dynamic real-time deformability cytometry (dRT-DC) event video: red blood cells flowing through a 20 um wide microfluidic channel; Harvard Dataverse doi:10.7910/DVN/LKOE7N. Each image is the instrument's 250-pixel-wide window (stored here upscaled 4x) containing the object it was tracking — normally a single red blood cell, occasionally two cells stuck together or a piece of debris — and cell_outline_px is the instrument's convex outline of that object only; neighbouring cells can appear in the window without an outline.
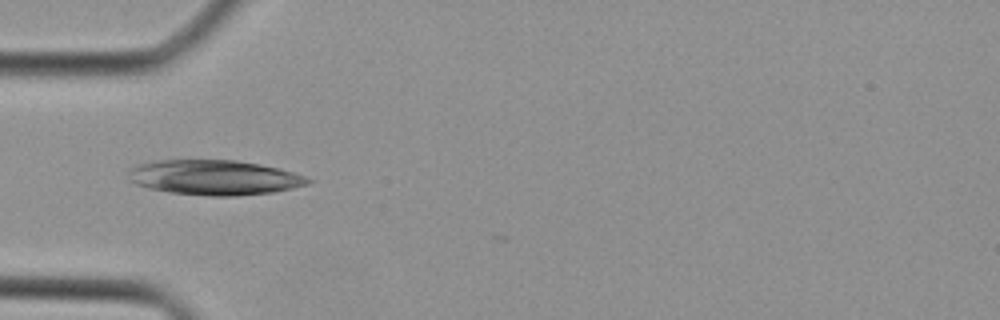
{"species": "Egyptian fruit bat (a non-hibernating species)", "species_latin": "Rousettus aegyptiacus", "temperature_condition": "cold", "stored_images_in_passage": 3, "camera_frame_rate_fps": 3000, "um_per_image_px": 0.085, "animal": {"sex": "female"}, "frame": {"image": 1, "passage_image": 1, "time_ms": 0.0, "image_size_px": [1000, 320], "cell_outline_px": [[312, 180], [308, 184], [292, 188], [272, 192], [236, 196], [212, 196], [168, 192], [136, 184], [128, 180], [128, 168], [140, 164], [156, 160], [236, 160], [260, 164], [280, 168], [304, 176]], "centroid_in_image_um": [18.2, 15.08], "position_along_channel_um": 66.8, "area_um2": 36.53}}